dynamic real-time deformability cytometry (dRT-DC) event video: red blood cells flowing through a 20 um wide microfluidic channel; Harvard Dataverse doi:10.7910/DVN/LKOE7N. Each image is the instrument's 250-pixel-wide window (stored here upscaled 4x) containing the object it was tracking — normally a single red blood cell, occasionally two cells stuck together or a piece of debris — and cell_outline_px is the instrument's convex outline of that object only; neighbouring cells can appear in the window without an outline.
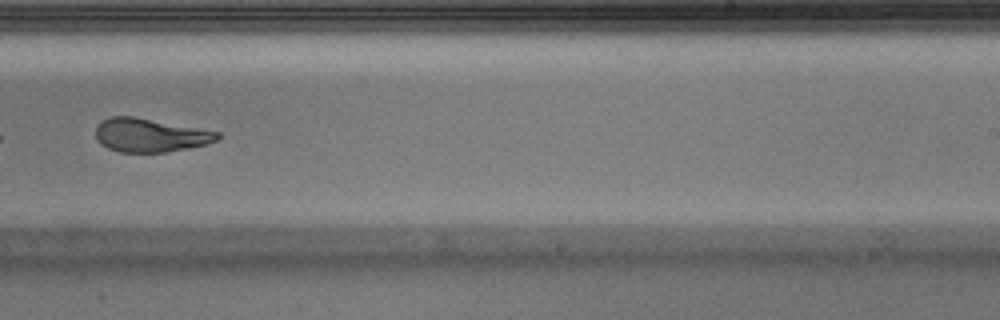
{"species": "Egyptian fruit bat (a non-hibernating species)", "species_latin": "Rousettus aegyptiacus", "temperature_condition": "warm", "stored_images_in_passage": 49, "camera_frame_rate_fps": 3000, "um_per_image_px": 0.085, "animal": {"sex": "male"}, "frame": {"image": 1, "passage_image": 32, "time_ms": 10.333, "image_size_px": [1000, 320], "cell_outline_px": [[220, 136], [216, 140], [208, 144], [164, 152], [120, 152], [108, 148], [100, 144], [96, 140], [96, 124], [100, 120], [112, 116], [132, 116], [220, 132]], "centroid_in_image_um": [12.7, 11.49], "position_along_channel_um": 276.3, "area_um2": 23.76}, "authors_computed_cell_mechanics": {"area_um2": 27.3972, "velocity_mm_per_s": 4.0034, "shape_relaxation_time_tau1_ms": 4.6703, "shape_relaxation_time_tau2_ms": 1.4161, "deformation_change_tau1": 0.2287, "deformation_change_tau2": 0.099}}